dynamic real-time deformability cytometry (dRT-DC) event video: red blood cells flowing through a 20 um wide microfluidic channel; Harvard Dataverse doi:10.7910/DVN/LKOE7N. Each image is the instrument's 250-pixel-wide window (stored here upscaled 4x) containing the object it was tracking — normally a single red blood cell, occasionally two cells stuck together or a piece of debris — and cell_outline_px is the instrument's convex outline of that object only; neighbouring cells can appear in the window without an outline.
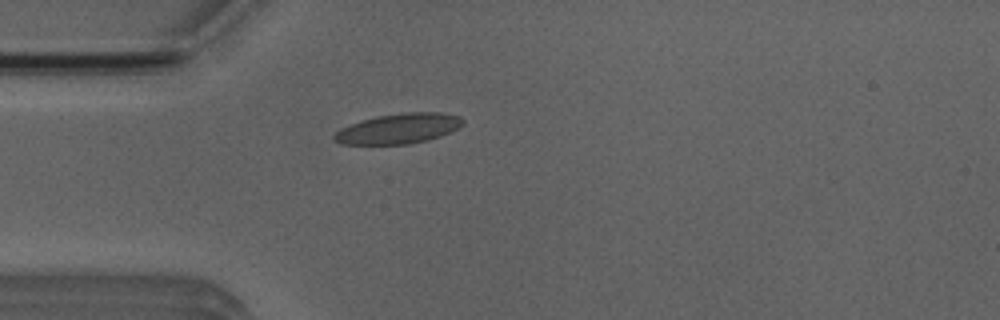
{"species": "Egyptian fruit bat (a non-hibernating species)", "species_latin": "Rousettus aegyptiacus", "temperature_condition": "room temperature", "stored_images_in_passage": 1, "camera_frame_rate_fps": 3000, "um_per_image_px": 0.085, "animal": {"sex": "male"}, "frame": {"image": 1, "passage_image": 1, "time_ms": 0.0, "image_size_px": [1000, 320], "cell_outline_px": [[464, 124], [452, 132], [428, 140], [408, 144], [340, 144], [332, 136], [340, 128], [360, 120], [376, 116], [404, 112], [440, 112], [460, 116], [464, 120]], "centroid_in_image_um": [33.9, 10.92], "position_along_channel_um": 51.1, "area_um2": 22.77}}